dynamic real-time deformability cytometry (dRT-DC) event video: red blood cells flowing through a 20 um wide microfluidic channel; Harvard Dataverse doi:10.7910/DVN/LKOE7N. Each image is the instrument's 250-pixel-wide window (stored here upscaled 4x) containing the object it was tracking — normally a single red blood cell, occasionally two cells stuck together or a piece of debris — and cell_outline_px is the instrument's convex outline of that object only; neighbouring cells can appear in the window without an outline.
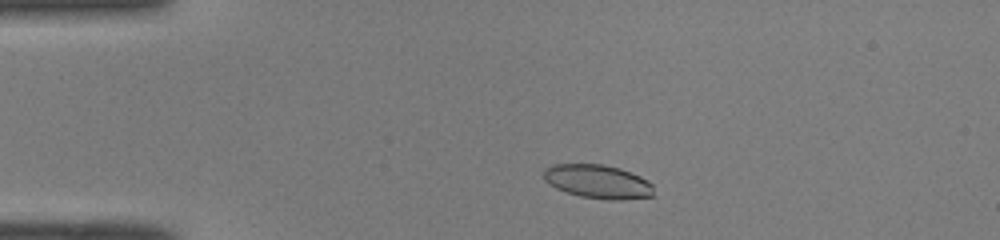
{"species": "common noctule bat (a hibernating species)", "species_latin": "Nyctalus noctula", "temperature_condition": "room temperature", "stored_images_in_passage": 44, "camera_frame_rate_fps": 3000, "um_per_image_px": 0.085, "animal": {"sex": "male", "body_mass_g": 19.0, "forearm_length_mm": 50.8}, "frame": {"image": 1, "passage_image": 5, "time_ms": 1.333, "image_size_px": [1000, 240], "cell_outline_px": [[652, 196], [624, 200], [612, 200], [580, 196], [556, 188], [548, 184], [544, 180], [544, 168], [552, 164], [600, 164], [620, 168], [640, 176], [648, 180], [652, 184]], "centroid_in_image_um": [50.8, 15.43], "position_along_channel_um": 34.2, "area_um2": 21.62}}
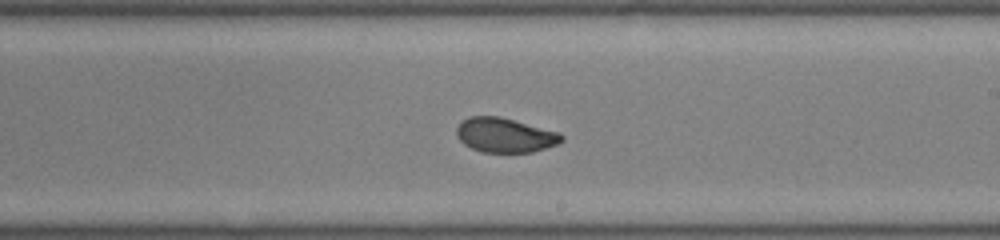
{"frame": {"image": 2, "passage_image": 24, "time_ms": 7.667, "image_size_px": [1000, 240], "cell_outline_px": [[564, 140], [556, 144], [532, 152], [480, 152], [464, 144], [456, 136], [456, 128], [460, 120], [468, 116], [500, 116], [560, 132], [564, 136]], "centroid_in_image_um": [42.89, 11.47], "position_along_channel_um": 246.1, "area_um2": 21.33}}
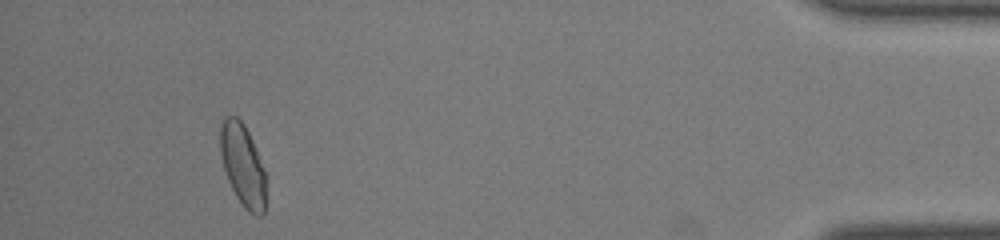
{"frame": {"image": 3, "passage_image": 41, "time_ms": 13.333, "image_size_px": [1000, 240], "cell_outline_px": [[264, 212], [260, 216], [256, 216], [248, 212], [244, 208], [236, 196], [228, 180], [224, 168], [220, 152], [220, 128], [224, 116], [236, 116], [244, 124], [252, 140], [264, 172]], "centroid_in_image_um": [20.6, 14.02], "position_along_channel_um": 414.6, "area_um2": 21.39}, "authors_computed_cell_mechanics": {"area_um2": 21.675, "velocity_mm_per_s": 4.0764, "shape_relaxation_time_tau1_ms": 2.9406, "shape_relaxation_time_tau2_ms": 1.1274, "deformation_change_tau1": 0.1284, "deformation_change_tau2": 0.0608}}